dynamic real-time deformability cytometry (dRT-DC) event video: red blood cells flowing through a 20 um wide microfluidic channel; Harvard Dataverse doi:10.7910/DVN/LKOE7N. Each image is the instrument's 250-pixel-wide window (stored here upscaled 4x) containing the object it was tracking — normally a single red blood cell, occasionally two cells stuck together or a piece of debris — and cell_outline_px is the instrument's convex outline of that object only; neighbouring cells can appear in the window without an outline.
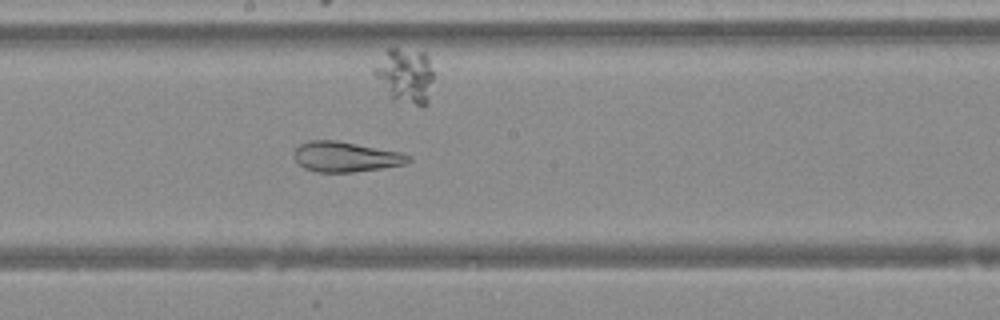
{"species": "Egyptian fruit bat (a non-hibernating species)", "species_latin": "Rousettus aegyptiacus", "temperature_condition": "warm", "stored_images_in_passage": 46, "segment_of_instrument_passage": [1, 2], "camera_frame_rate_fps": 3000, "um_per_image_px": 0.085, "animal": {"sex": "female"}, "frame": {"image": 1, "passage_image": 23, "time_ms": 7.333, "image_size_px": [1000, 320], "cell_outline_px": [[412, 160], [404, 164], [380, 168], [352, 172], [316, 172], [304, 168], [296, 164], [292, 156], [292, 152], [300, 144], [308, 140], [336, 140], [400, 152], [412, 156]], "centroid_in_image_um": [29.31, 13.32], "position_along_channel_um": 218.9, "area_um2": 20.29}}
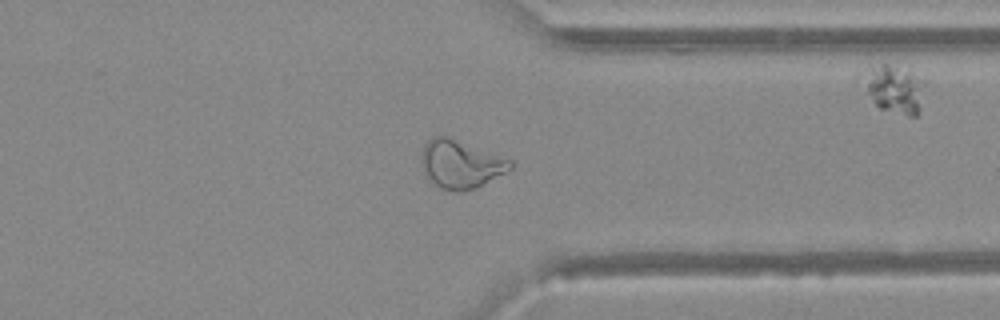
{"frame": {"image": 2, "passage_image": 34, "time_ms": 11.0, "image_size_px": [1000, 320], "cell_outline_px": [[512, 168], [476, 188], [440, 188], [432, 184], [424, 172], [420, 160], [420, 156], [424, 144], [432, 136], [444, 136], [512, 160]], "centroid_in_image_um": [39.1, 13.93], "position_along_channel_um": 372.3, "area_um2": 24.1}}
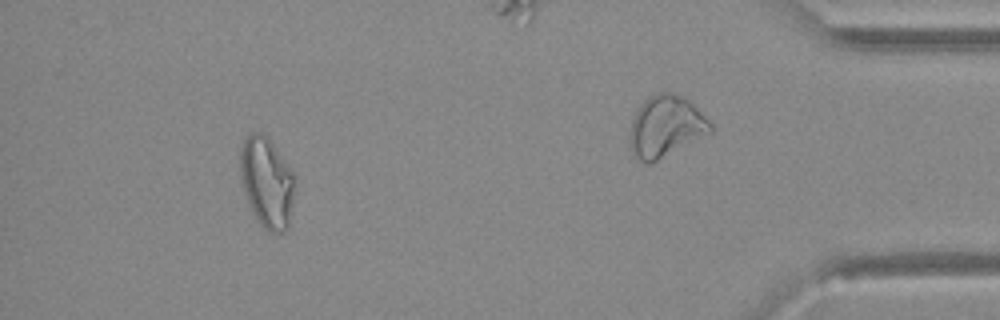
{"frame": {"image": 3, "passage_image": 41, "time_ms": 13.333, "image_size_px": [1000, 320], "cell_outline_px": [[292, 204], [288, 228], [284, 232], [268, 232], [260, 224], [252, 212], [240, 180], [240, 148], [244, 140], [252, 132], [260, 132], [272, 144], [292, 172]], "centroid_in_image_um": [22.63, 15.53], "position_along_channel_um": 412.6, "area_um2": 28.03}}